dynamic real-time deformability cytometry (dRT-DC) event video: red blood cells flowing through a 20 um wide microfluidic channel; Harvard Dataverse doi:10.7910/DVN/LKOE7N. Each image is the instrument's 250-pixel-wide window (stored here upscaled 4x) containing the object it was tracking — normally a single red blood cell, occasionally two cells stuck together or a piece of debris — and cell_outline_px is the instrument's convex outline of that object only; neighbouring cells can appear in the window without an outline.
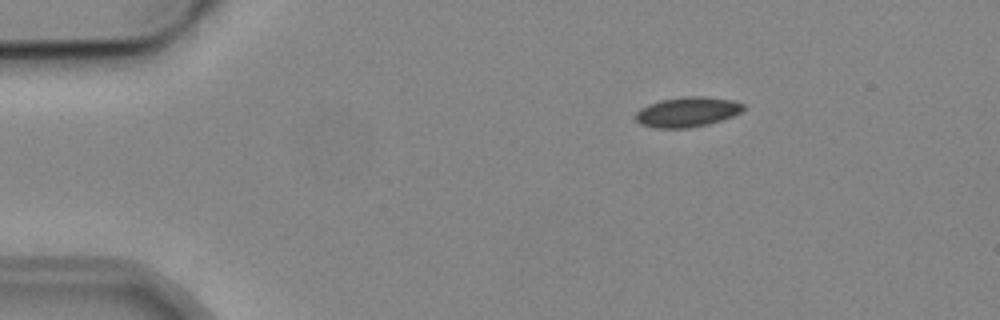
{"species": "common noctule bat (a hibernating species)", "species_latin": "Nyctalus noctula", "temperature_condition": "cold", "stored_images_in_passage": 3, "camera_frame_rate_fps": 3000, "um_per_image_px": 0.085, "animal": {"sex": "male", "body_mass_g": 19.2, "forearm_length_mm": 51.8}, "frame": {"image": 1, "passage_image": 1, "time_ms": 0.0, "image_size_px": [1000, 320], "cell_outline_px": [[744, 108], [740, 112], [732, 116], [708, 124], [688, 128], [652, 128], [640, 124], [636, 120], [636, 112], [640, 108], [648, 104], [660, 100], [684, 96], [704, 96], [732, 100], [744, 104]], "centroid_in_image_um": [58.38, 9.51], "position_along_channel_um": 26.6, "area_um2": 18.84}}